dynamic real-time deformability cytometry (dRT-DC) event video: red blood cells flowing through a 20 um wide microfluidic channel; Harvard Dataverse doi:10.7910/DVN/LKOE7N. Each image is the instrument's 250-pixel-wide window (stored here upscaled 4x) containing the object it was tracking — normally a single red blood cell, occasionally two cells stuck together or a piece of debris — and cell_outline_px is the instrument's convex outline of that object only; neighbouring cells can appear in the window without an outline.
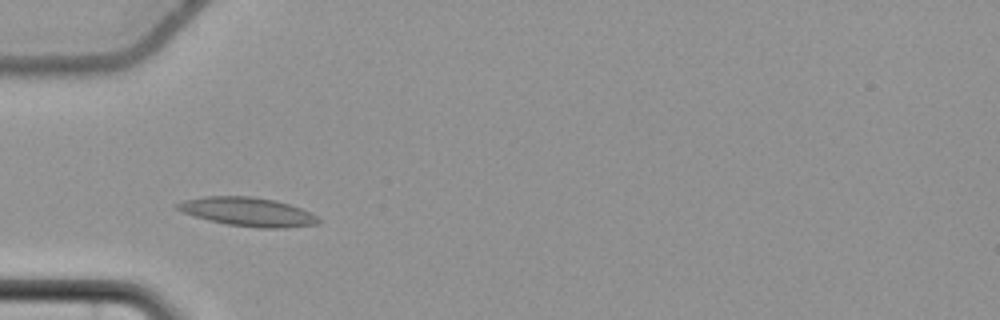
{"species": "common noctule bat (a hibernating species)", "species_latin": "Nyctalus noctula", "temperature_condition": "cold", "stored_images_in_passage": 42, "camera_frame_rate_fps": 3000, "um_per_image_px": 0.085, "animal": {"sex": "female", "body_mass_g": 22.7, "forearm_length_mm": 54.2}, "frame": {"image": 1, "passage_image": 4, "time_ms": 1.0, "image_size_px": [1000, 320], "cell_outline_px": [[320, 220], [316, 224], [284, 228], [260, 228], [228, 224], [196, 216], [184, 212], [176, 208], [176, 204], [184, 200], [204, 196], [252, 196], [276, 200], [312, 212]], "centroid_in_image_um": [21.1, 17.99], "position_along_channel_um": 63.9, "area_um2": 23.35}}
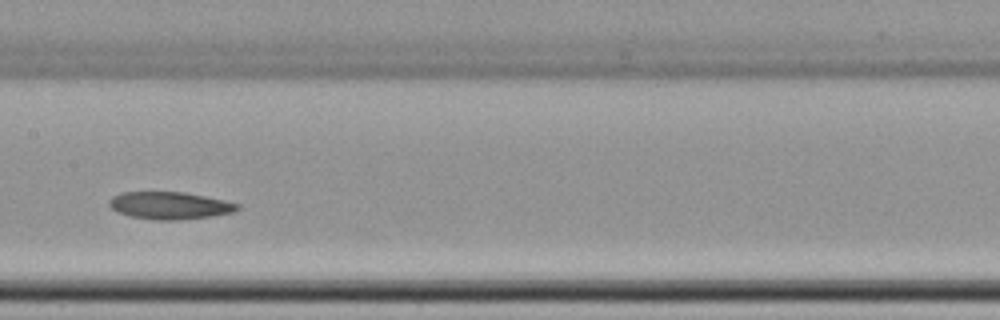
{"frame": {"image": 2, "passage_image": 15, "time_ms": 4.667, "image_size_px": [1000, 320], "cell_outline_px": [[240, 208], [232, 212], [212, 216], [176, 220], [156, 220], [128, 216], [116, 212], [108, 204], [108, 200], [112, 196], [120, 192], [184, 192], [224, 200], [240, 204]], "centroid_in_image_um": [14.38, 17.47], "position_along_channel_um": 193.0, "area_um2": 20.52}}
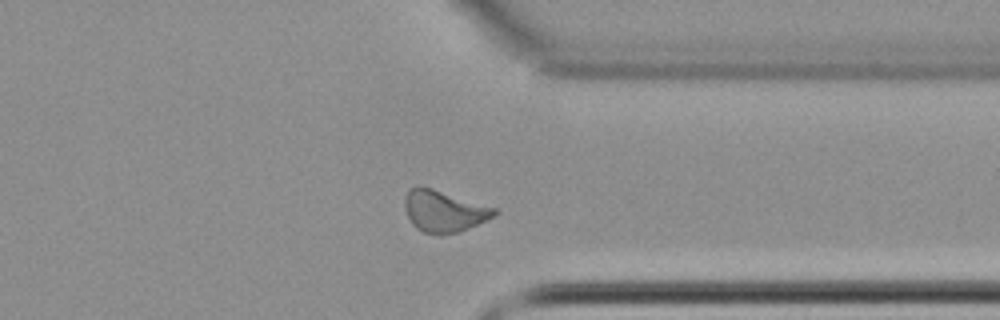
{"frame": {"image": 3, "passage_image": 30, "time_ms": 9.667, "image_size_px": [1000, 320], "cell_outline_px": [[500, 212], [496, 216], [460, 232], [424, 232], [416, 228], [412, 224], [404, 208], [404, 196], [416, 184], [420, 184], [496, 208]], "centroid_in_image_um": [37.74, 17.9], "position_along_channel_um": 373.7, "area_um2": 21.62}}